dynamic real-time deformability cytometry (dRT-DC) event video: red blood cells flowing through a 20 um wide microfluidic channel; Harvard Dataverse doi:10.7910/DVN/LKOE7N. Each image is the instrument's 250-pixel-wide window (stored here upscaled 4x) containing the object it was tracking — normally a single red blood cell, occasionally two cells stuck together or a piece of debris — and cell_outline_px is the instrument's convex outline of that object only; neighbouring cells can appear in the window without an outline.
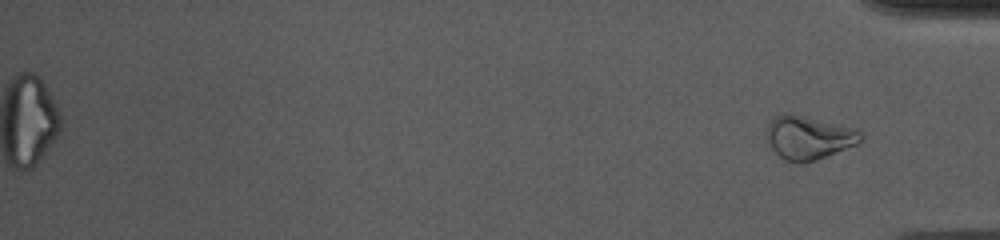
{"species": "common noctule bat (a hibernating species)", "species_latin": "Nyctalus noctula", "temperature_condition": "cold", "stored_images_in_passage": 53, "segment_of_instrument_passage": [2, 2], "camera_frame_rate_fps": 3000, "um_per_image_px": 0.085, "animal": {"sex": "female", "body_mass_g": 10.0, "forearm_length_mm": 53.1}, "frame": {"image": 1, "passage_image": 53, "time_ms": 17.333, "image_size_px": [1000, 240], "cell_outline_px": [[864, 140], [856, 144], [816, 160], [788, 160], [780, 156], [772, 148], [764, 136], [764, 132], [768, 124], [776, 116], [792, 112], [856, 128], [864, 136]], "centroid_in_image_um": [68.74, 11.64], "position_along_channel_um": 366.5, "area_um2": 23.7}}